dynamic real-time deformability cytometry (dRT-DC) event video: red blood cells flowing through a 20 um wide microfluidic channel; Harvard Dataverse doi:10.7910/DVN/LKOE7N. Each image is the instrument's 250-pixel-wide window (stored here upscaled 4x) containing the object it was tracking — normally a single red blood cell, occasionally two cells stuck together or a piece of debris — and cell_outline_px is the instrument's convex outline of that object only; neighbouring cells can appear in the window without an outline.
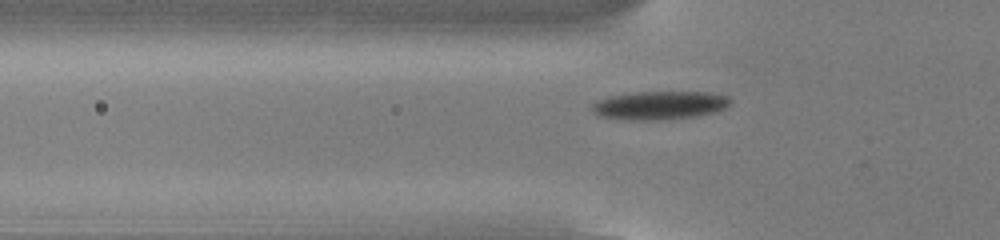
{"species": "common noctule bat (a hibernating species)", "species_latin": "Nyctalus noctula", "temperature_condition": "cold", "stored_images_in_passage": 38, "camera_frame_rate_fps": 3000, "um_per_image_px": 0.085, "animal": {"sex": "male", "body_mass_g": 13.0, "forearm_length_mm": 53.1}, "frame": {"image": 1, "passage_image": 8, "time_ms": 2.333, "image_size_px": [1000, 240], "cell_outline_px": [[732, 100], [724, 108], [712, 112], [696, 116], [668, 120], [628, 120], [600, 116], [592, 108], [592, 104], [608, 96], [636, 92], [712, 92], [728, 96]], "centroid_in_image_um": [56.09, 8.95], "position_along_channel_um": 69.7, "area_um2": 22.83}}
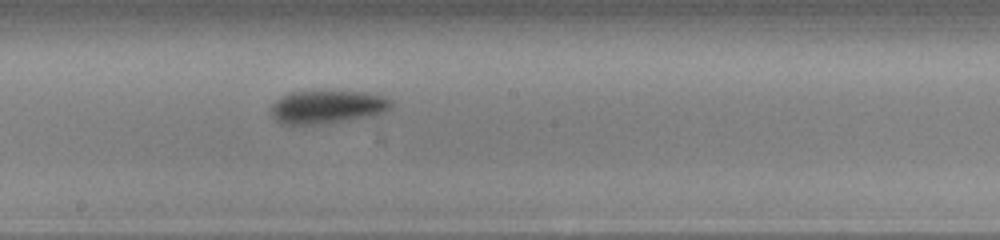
{"frame": {"image": 2, "passage_image": 20, "time_ms": 6.333, "image_size_px": [1000, 240], "cell_outline_px": [[392, 108], [388, 112], [376, 116], [320, 124], [280, 124], [272, 116], [272, 104], [276, 100], [288, 92], [324, 88], [372, 92], [384, 96], [392, 100]], "centroid_in_image_um": [27.9, 9.03], "position_along_channel_um": 220.3, "area_um2": 24.68}}
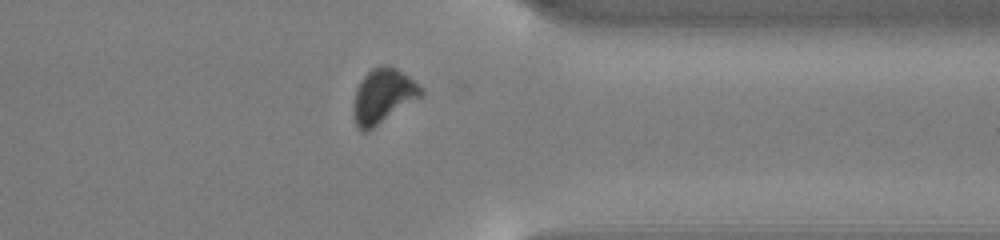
{"frame": {"image": 3, "passage_image": 33, "time_ms": 10.667, "image_size_px": [1000, 240], "cell_outline_px": [[424, 92], [420, 96], [368, 132], [360, 132], [356, 128], [352, 116], [352, 104], [356, 88], [360, 80], [372, 68], [380, 64], [388, 64], [396, 68], [408, 76], [424, 88]], "centroid_in_image_um": [32.49, 8.17], "position_along_channel_um": 378.9, "area_um2": 21.79}}